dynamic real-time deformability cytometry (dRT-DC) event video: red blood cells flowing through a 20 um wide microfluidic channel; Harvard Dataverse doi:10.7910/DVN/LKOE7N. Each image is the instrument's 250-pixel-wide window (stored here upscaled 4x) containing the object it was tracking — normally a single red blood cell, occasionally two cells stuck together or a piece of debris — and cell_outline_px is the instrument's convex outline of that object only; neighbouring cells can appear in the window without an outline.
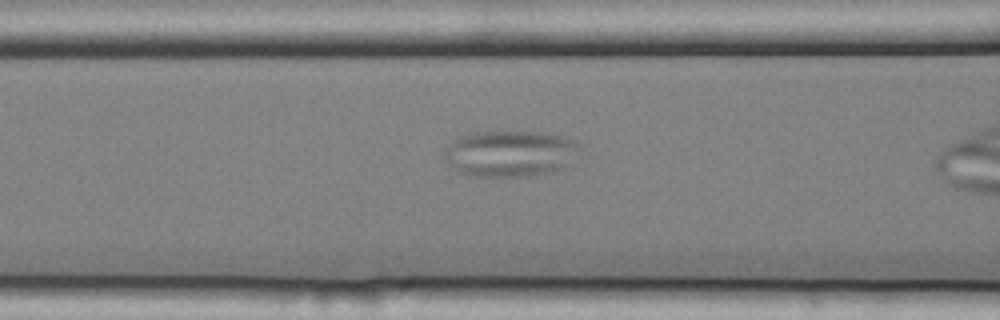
{"species": "common noctule bat (a hibernating species)", "species_latin": "Nyctalus noctula", "temperature_condition": "cold", "stored_images_in_passage": 20, "camera_frame_rate_fps": 3000, "um_per_image_px": 0.085, "animal": {"sex": "female", "body_mass_g": 25.1}, "frame": {"image": 1, "passage_image": 6, "time_ms": 1.667, "image_size_px": [1000, 320], "cell_outline_px": [[580, 148], [564, 168], [552, 172], [528, 176], [448, 180], [444, 156], [444, 148], [460, 136], [476, 132], [540, 132], [568, 136], [576, 140]], "centroid_in_image_um": [43.14, 13.15], "position_along_channel_um": 123.5, "area_um2": 38.73}}
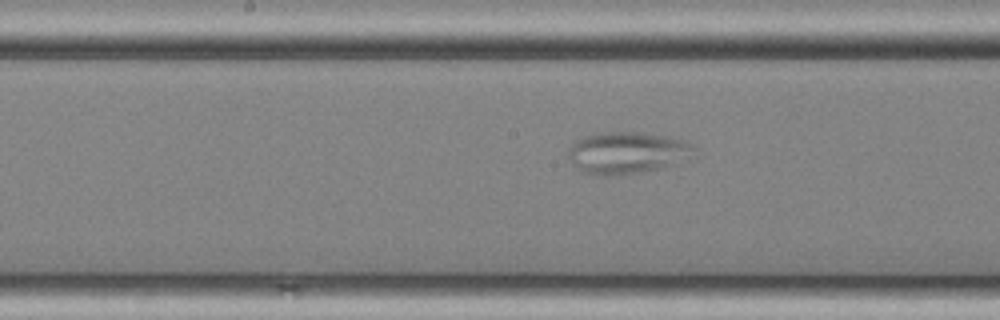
{"frame": {"image": 2, "passage_image": 12, "time_ms": 3.667, "image_size_px": [1000, 320], "cell_outline_px": [[696, 156], [660, 168], [640, 172], [608, 176], [604, 176], [580, 172], [568, 156], [568, 148], [576, 140], [592, 132], [640, 132], [672, 136], [684, 140], [692, 144], [696, 148]], "centroid_in_image_um": [53.32, 12.96], "position_along_channel_um": 194.9, "area_um2": 31.21}}
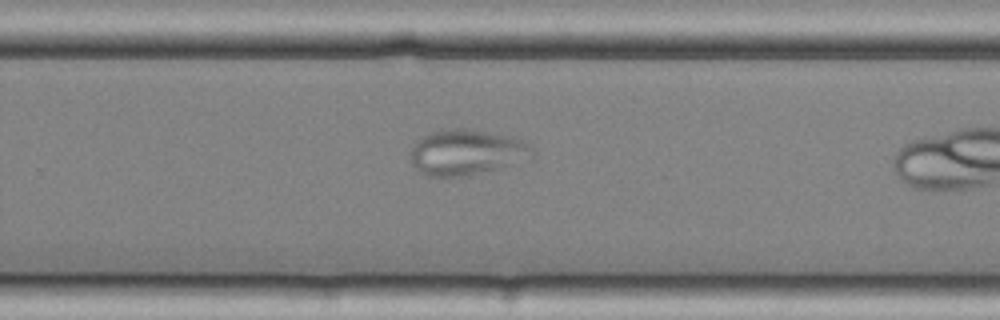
{"frame": {"image": 3, "passage_image": 20, "time_ms": 6.333, "image_size_px": [1000, 320], "cell_outline_px": [[532, 152], [508, 164], [496, 168], [460, 176], [424, 176], [408, 160], [408, 152], [420, 136], [440, 128], [460, 128], [512, 136], [520, 140], [532, 148]], "centroid_in_image_um": [39.44, 12.91], "position_along_channel_um": 290.4, "area_um2": 31.62}}